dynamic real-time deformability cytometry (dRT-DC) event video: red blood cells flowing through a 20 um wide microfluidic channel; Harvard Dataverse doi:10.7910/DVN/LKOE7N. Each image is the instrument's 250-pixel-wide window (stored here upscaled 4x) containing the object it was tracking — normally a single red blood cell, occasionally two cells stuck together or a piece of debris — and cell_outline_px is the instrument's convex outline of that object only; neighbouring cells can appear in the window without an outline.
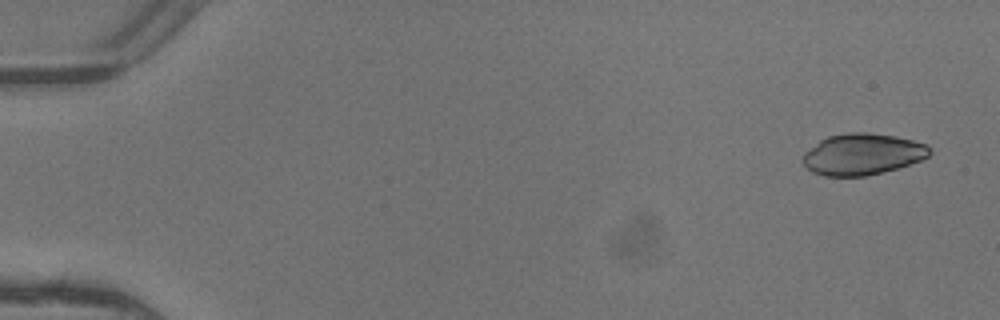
{"species": "common noctule bat (a hibernating species)", "species_latin": "Nyctalus noctula", "temperature_condition": "warm", "stored_images_in_passage": 5, "camera_frame_rate_fps": 3000, "um_per_image_px": 0.085, "animal": {"sex": "female"}, "frame": {"image": 1, "passage_image": 1, "time_ms": 0.0, "image_size_px": [1000, 320], "cell_outline_px": [[932, 152], [928, 156], [920, 160], [900, 168], [864, 176], [824, 176], [812, 172], [804, 164], [804, 152], [820, 140], [828, 136], [848, 132], [868, 132], [896, 136], [928, 144]], "centroid_in_image_um": [73.33, 13.1], "position_along_channel_um": 11.7, "area_um2": 30.63}}
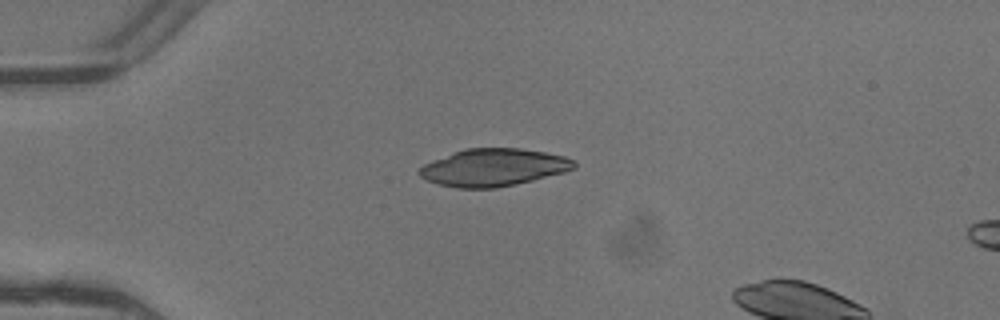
{"frame": {"image": 2, "passage_image": 4, "time_ms": 1.0, "image_size_px": [1000, 320], "cell_outline_px": [[576, 168], [564, 172], [532, 180], [496, 188], [456, 188], [440, 184], [428, 180], [420, 176], [416, 172], [424, 164], [432, 160], [452, 152], [464, 148], [520, 148], [544, 152], [564, 156], [576, 160]], "centroid_in_image_um": [41.94, 14.22], "position_along_channel_um": 43.1, "area_um2": 33.76}}